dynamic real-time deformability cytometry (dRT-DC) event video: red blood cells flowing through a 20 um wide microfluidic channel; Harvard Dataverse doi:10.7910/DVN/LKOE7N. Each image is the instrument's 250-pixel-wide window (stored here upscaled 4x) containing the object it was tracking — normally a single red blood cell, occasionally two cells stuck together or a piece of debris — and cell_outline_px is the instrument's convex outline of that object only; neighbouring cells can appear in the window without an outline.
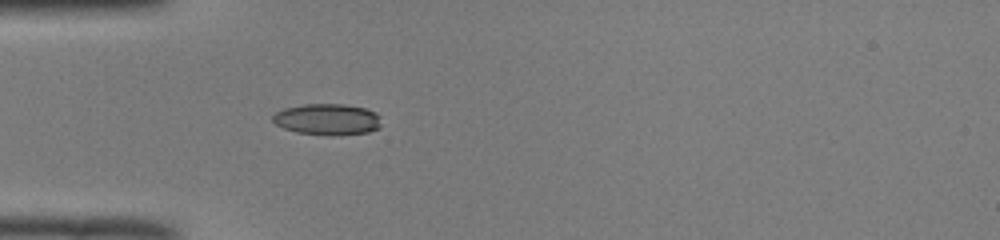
{"species": "common noctule bat (a hibernating species)", "species_latin": "Nyctalus noctula", "temperature_condition": "room temperature", "stored_images_in_passage": 36, "camera_frame_rate_fps": 3000, "um_per_image_px": 0.085, "animal": {"sex": "male", "body_mass_g": 19.0, "forearm_length_mm": 50.8}, "frame": {"image": 1, "passage_image": 1, "time_ms": 0.0, "image_size_px": [1000, 240], "cell_outline_px": [[380, 128], [368, 132], [336, 136], [332, 136], [296, 132], [284, 128], [276, 124], [272, 120], [272, 116], [276, 112], [284, 108], [304, 104], [344, 104], [364, 108], [376, 112], [380, 116]], "centroid_in_image_um": [27.84, 10.15], "position_along_channel_um": 57.2, "area_um2": 19.94}}
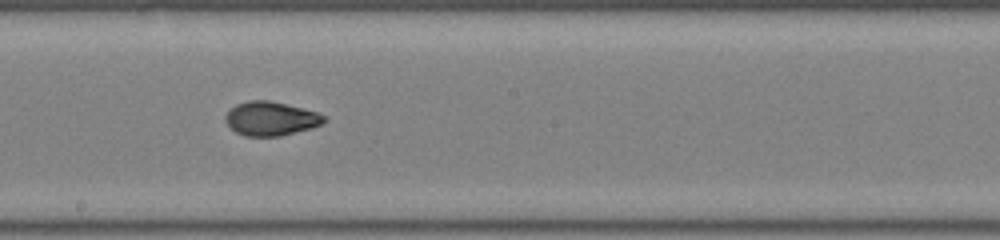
{"frame": {"image": 2, "passage_image": 14, "time_ms": 4.333, "image_size_px": [1000, 240], "cell_outline_px": [[328, 120], [312, 128], [280, 136], [244, 136], [236, 132], [224, 120], [224, 116], [236, 104], [252, 100], [268, 100], [316, 112], [324, 116]], "centroid_in_image_um": [23.0, 10.09], "position_along_channel_um": 225.2, "area_um2": 19.25}}
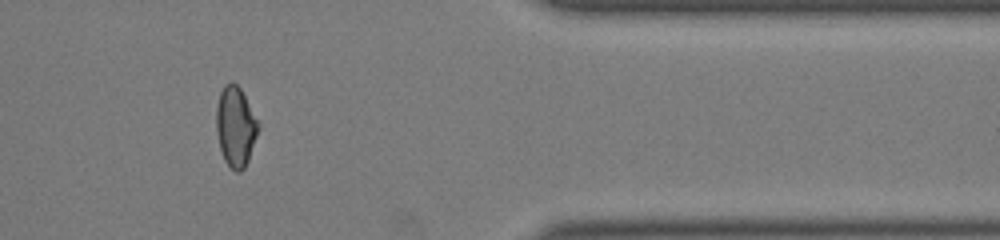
{"frame": {"image": 3, "passage_image": 28, "time_ms": 9.0, "image_size_px": [1000, 240], "cell_outline_px": [[260, 128], [248, 160], [244, 168], [240, 172], [236, 172], [224, 160], [220, 148], [216, 128], [216, 108], [220, 92], [224, 84], [232, 80], [240, 88], [260, 120]], "centroid_in_image_um": [20.05, 10.72], "position_along_channel_um": 391.4, "area_um2": 19.88}, "authors_computed_cell_mechanics": {"area_um2": 19.5075, "velocity_mm_per_s": 4.0046, "shape_relaxation_time_tau1_ms": 5.8917, "shape_relaxation_time_tau2_ms": 1.6104, "deformation_change_tau1": 0.2085, "deformation_change_tau2": 0.048}}